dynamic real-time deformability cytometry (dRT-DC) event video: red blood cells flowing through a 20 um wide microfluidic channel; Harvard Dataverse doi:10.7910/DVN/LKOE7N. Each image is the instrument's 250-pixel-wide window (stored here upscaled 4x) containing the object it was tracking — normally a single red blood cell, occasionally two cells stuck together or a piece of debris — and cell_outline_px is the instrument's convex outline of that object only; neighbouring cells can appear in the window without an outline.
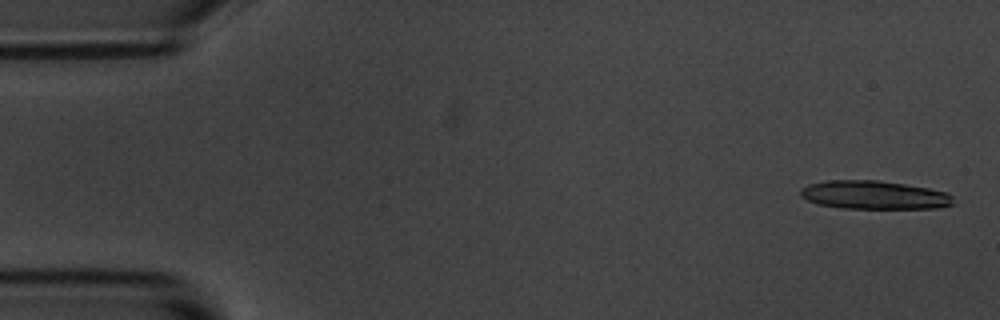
{"species": "common noctule bat (a hibernating species)", "species_latin": "Nyctalus noctula", "temperature_condition": "room temperature", "stored_images_in_passage": 16, "camera_frame_rate_fps": 3000, "um_per_image_px": 0.085, "animal": {"sex": "male", "body_mass_g": 20.1, "forearm_length_mm": 53.5}, "frame": {"image": 1, "passage_image": 2, "time_ms": 0.333, "image_size_px": [1000, 320], "cell_outline_px": [[956, 204], [936, 208], [840, 208], [816, 204], [800, 196], [800, 188], [808, 184], [828, 180], [880, 180], [928, 188], [948, 192], [952, 196]], "centroid_in_image_um": [74.3, 16.57], "position_along_channel_um": 10.7, "area_um2": 25.55}}